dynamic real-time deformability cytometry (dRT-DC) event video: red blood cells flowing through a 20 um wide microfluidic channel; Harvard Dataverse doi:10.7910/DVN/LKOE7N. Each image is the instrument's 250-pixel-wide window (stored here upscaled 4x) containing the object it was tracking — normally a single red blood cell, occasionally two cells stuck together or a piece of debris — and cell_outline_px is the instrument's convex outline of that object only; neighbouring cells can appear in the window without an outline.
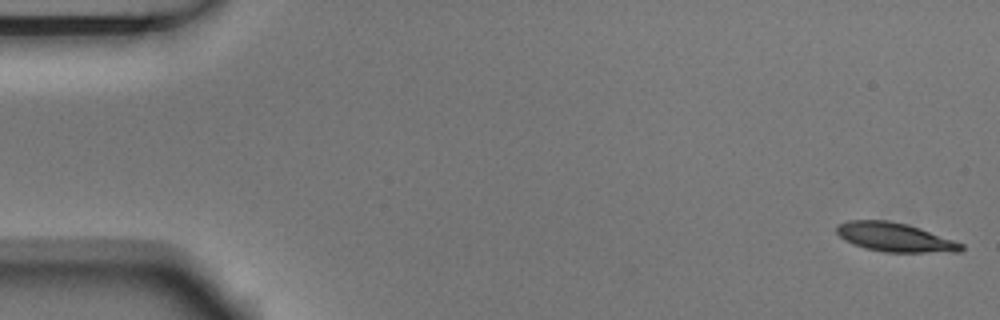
{"species": "Egyptian fruit bat (a non-hibernating species)", "species_latin": "Rousettus aegyptiacus", "temperature_condition": "room temperature", "stored_images_in_passage": 4, "camera_frame_rate_fps": 3000, "um_per_image_px": 0.085, "animal": {"sex": "male"}, "frame": {"image": 1, "passage_image": 1, "time_ms": 0.0, "image_size_px": [1000, 320], "cell_outline_px": [[964, 248], [960, 252], [884, 252], [864, 248], [844, 240], [836, 232], [836, 224], [848, 220], [888, 220], [908, 224], [920, 228], [964, 244]], "centroid_in_image_um": [76.04, 20.16], "position_along_channel_um": 9.0, "area_um2": 21.1}}
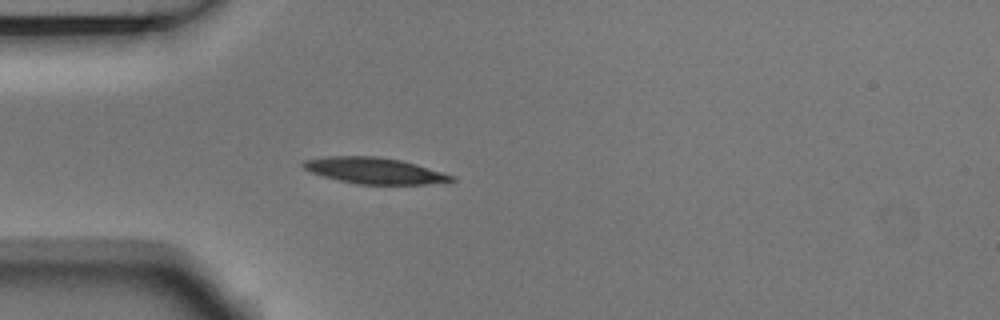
{"frame": {"image": 2, "passage_image": 4, "time_ms": 1.0, "image_size_px": [1000, 320], "cell_outline_px": [[456, 180], [424, 184], [356, 184], [324, 176], [312, 172], [304, 168], [300, 164], [304, 160], [324, 156], [376, 156], [400, 160], [416, 164], [456, 176]], "centroid_in_image_um": [31.82, 14.49], "position_along_channel_um": 53.2, "area_um2": 22.43}}